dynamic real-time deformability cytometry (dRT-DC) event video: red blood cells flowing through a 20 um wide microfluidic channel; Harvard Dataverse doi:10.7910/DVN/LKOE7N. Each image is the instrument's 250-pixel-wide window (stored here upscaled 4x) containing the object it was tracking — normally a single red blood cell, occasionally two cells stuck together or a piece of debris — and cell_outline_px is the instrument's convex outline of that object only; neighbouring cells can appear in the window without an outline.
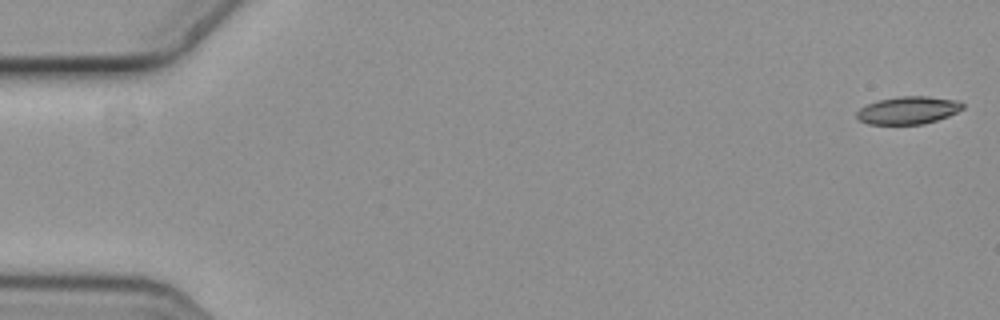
{"species": "common noctule bat (a hibernating species)", "species_latin": "Nyctalus noctula", "temperature_condition": "cold", "stored_images_in_passage": 5, "camera_frame_rate_fps": 3000, "um_per_image_px": 0.085, "animal": {"sex": "female", "body_mass_g": 19.3, "forearm_length_mm": 54.1}, "frame": {"image": 1, "passage_image": 1, "time_ms": 0.0, "image_size_px": [1000, 320], "cell_outline_px": [[964, 108], [948, 116], [924, 124], [868, 124], [860, 120], [856, 116], [856, 112], [860, 108], [868, 104], [880, 100], [900, 96], [928, 96], [960, 100], [964, 104]], "centroid_in_image_um": [77.23, 9.37], "position_along_channel_um": 7.8, "area_um2": 17.05}}